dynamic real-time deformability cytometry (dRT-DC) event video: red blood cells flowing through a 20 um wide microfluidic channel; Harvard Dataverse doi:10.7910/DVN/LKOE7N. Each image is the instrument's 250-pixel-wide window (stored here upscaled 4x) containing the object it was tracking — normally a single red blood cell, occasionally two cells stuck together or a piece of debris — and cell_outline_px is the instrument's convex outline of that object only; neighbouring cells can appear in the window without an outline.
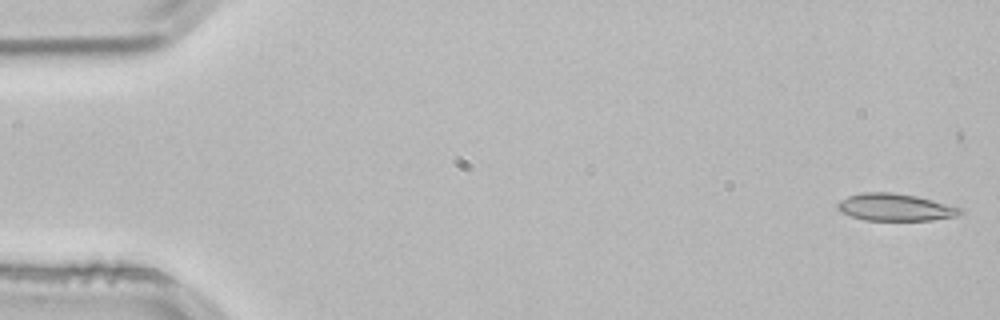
{"species": "common noctule bat (a hibernating species)", "species_latin": "Nyctalus noctula", "temperature_condition": "room temperature", "stored_images_in_passage": 52, "camera_frame_rate_fps": 3000, "um_per_image_px": 0.085, "animal": {"sex": "male", "body_mass_g": 21.5, "forearm_length_mm": 52.0}, "frame": {"image": 1, "passage_image": 1, "time_ms": 0.0, "image_size_px": [1000, 320], "cell_outline_px": [[964, 212], [956, 216], [932, 220], [864, 220], [840, 212], [836, 208], [836, 204], [840, 200], [848, 196], [864, 192], [892, 192], [916, 196], [964, 208]], "centroid_in_image_um": [76.09, 17.62], "position_along_channel_um": 8.9, "area_um2": 19.54}}
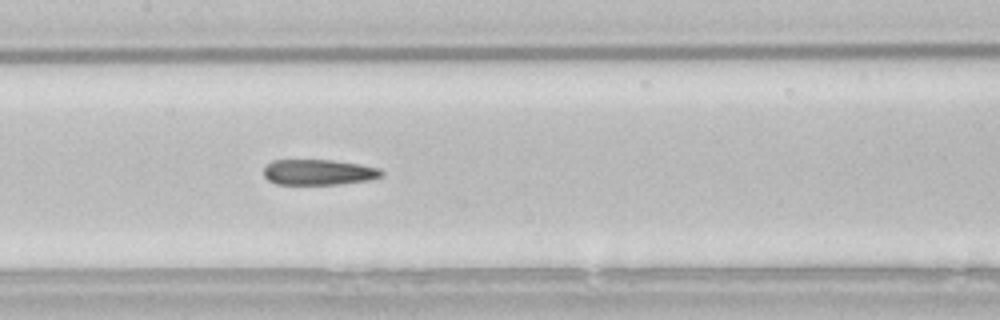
{"frame": {"image": 2, "passage_image": 25, "time_ms": 8.0, "image_size_px": [1000, 320], "cell_outline_px": [[384, 176], [368, 180], [340, 184], [276, 184], [268, 180], [264, 176], [264, 164], [272, 160], [332, 160], [360, 164], [380, 168], [384, 172]], "centroid_in_image_um": [27.08, 14.63], "position_along_channel_um": 180.3, "area_um2": 17.74}}
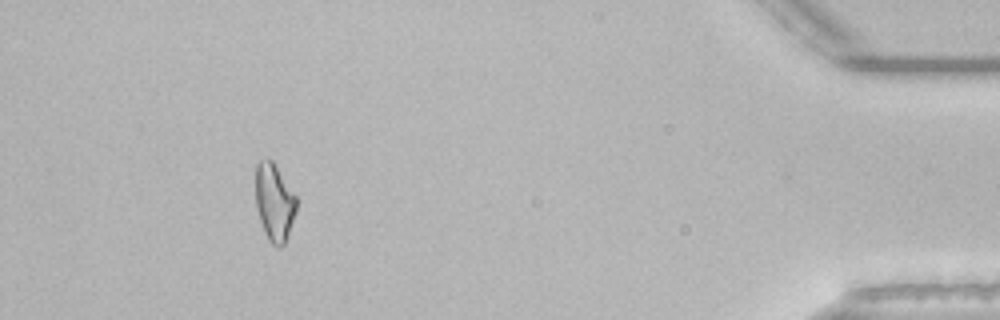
{"frame": {"image": 3, "passage_image": 48, "time_ms": 15.667, "image_size_px": [1000, 320], "cell_outline_px": [[296, 212], [288, 236], [284, 244], [272, 244], [268, 240], [264, 232], [256, 208], [256, 164], [260, 160], [272, 160], [296, 196]], "centroid_in_image_um": [23.31, 17.19], "position_along_channel_um": 411.9, "area_um2": 18.15}, "authors_computed_cell_mechanics": {"area_um2": 18.6983, "velocity_mm_per_s": 3.8498, "shape_relaxation_time_tau1_ms": null, "shape_relaxation_time_tau2_ms": 5.9564, "deformation_change_tau1": null, "deformation_change_tau2": 0.1645}}